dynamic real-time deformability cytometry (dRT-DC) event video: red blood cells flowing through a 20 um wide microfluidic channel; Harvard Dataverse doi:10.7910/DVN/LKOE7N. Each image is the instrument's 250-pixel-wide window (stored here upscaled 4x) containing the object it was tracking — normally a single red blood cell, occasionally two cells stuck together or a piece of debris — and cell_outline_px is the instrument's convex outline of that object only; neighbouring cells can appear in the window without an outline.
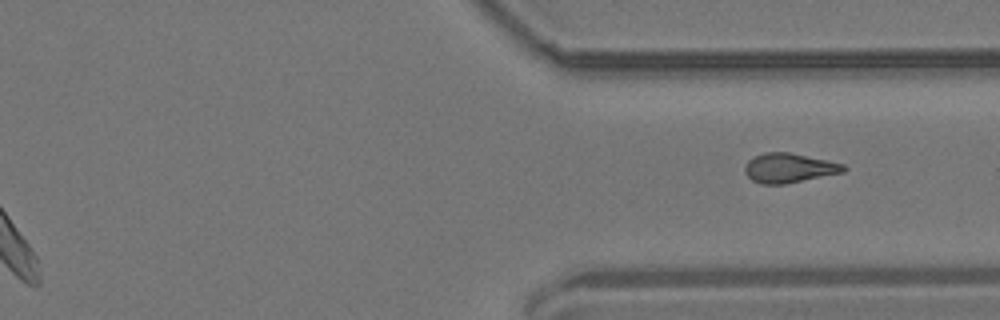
{"species": "common noctule bat (a hibernating species)", "species_latin": "Nyctalus noctula", "temperature_condition": "room temperature", "stored_images_in_passage": 13, "segment_of_instrument_passage": [2, 2], "camera_frame_rate_fps": 3000, "um_per_image_px": 0.085, "animal": {"sex": "male", "body_mass_g": 19.2, "forearm_length_mm": 51.8}, "frame": {"image": 1, "passage_image": 13, "time_ms": 4.0, "image_size_px": [1000, 320], "cell_outline_px": [[848, 168], [844, 172], [784, 184], [760, 184], [752, 180], [744, 172], [744, 168], [748, 160], [752, 156], [764, 152], [788, 152], [828, 160], [844, 164]], "centroid_in_image_um": [67.05, 14.27], "position_along_channel_um": 344.3, "area_um2": 17.05}}